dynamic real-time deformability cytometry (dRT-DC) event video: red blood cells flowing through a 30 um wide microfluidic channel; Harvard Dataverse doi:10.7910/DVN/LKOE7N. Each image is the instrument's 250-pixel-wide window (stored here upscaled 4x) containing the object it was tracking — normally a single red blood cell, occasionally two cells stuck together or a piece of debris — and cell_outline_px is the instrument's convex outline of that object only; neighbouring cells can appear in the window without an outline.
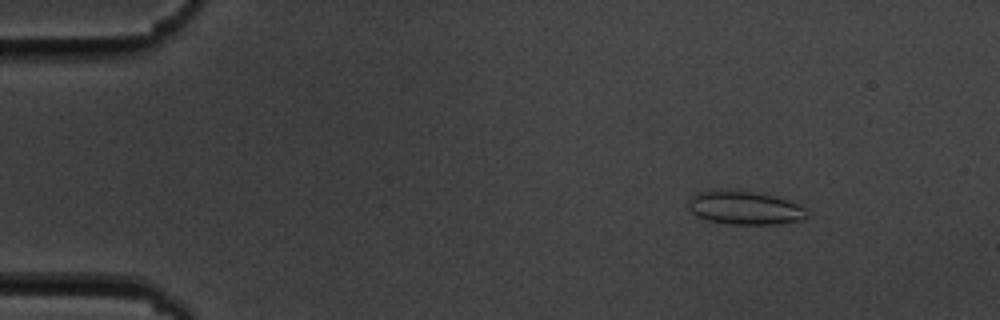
{"species": "common noctule bat (a hibernating species)", "species_latin": "Nyctalus noctula", "temperature_condition": "cold", "stored_images_in_passage": 57, "camera_frame_rate_fps": 3000, "um_per_image_px": 0.085, "animal": {"sex": "male", "body_mass_g": 19.5, "forearm_length_mm": 54.6}, "frame": {"image": 1, "passage_image": 8, "time_ms": 2.333, "image_size_px": [1000, 320], "cell_outline_px": [[808, 216], [804, 220], [776, 224], [732, 224], [708, 220], [692, 212], [688, 208], [688, 204], [692, 196], [696, 192], [708, 188], [752, 192], [776, 196], [788, 200], [804, 208], [808, 212]], "centroid_in_image_um": [63.29, 17.65], "position_along_channel_um": 21.7, "area_um2": 23.24}}
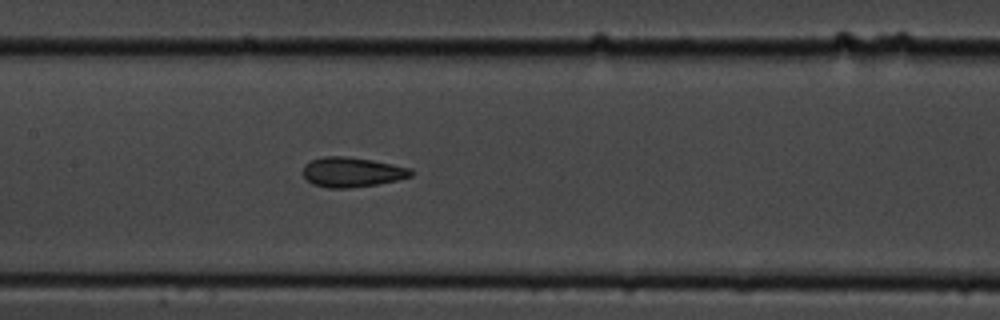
{"frame": {"image": 2, "passage_image": 28, "time_ms": 9.0, "image_size_px": [1000, 320], "cell_outline_px": [[416, 172], [412, 176], [396, 180], [376, 184], [348, 188], [328, 188], [312, 184], [304, 176], [304, 164], [312, 160], [324, 156], [348, 156], [372, 160], [412, 168]], "centroid_in_image_um": [29.95, 14.62], "position_along_channel_um": 177.5, "area_um2": 18.79}}
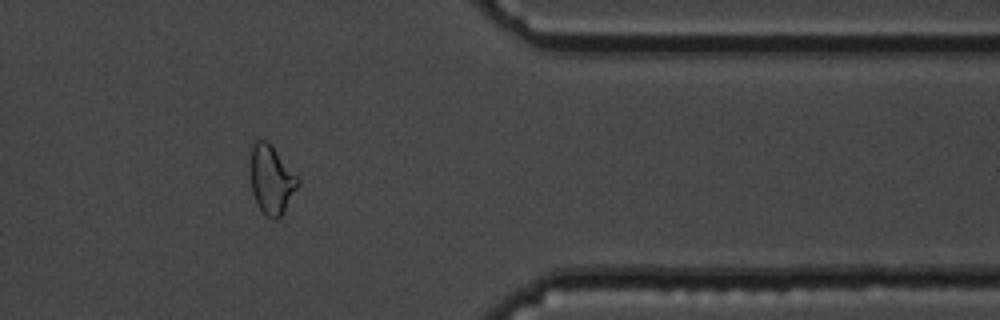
{"frame": {"image": 3, "passage_image": 47, "time_ms": 15.333, "image_size_px": [1000, 320], "cell_outline_px": [[300, 184], [284, 212], [276, 220], [272, 220], [264, 216], [256, 204], [252, 192], [248, 168], [248, 160], [252, 140], [268, 140], [300, 176]], "centroid_in_image_um": [23.05, 15.23], "position_along_channel_um": 388.4, "area_um2": 20.35}, "authors_computed_cell_mechanics": {"area_um2": 19.363, "velocity_mm_per_s": 3.583, "shape_relaxation_time_tau1_ms": 4.8743, "shape_relaxation_time_tau2_ms": 3.0114, "deformation_change_tau1": 0.0871, "deformation_change_tau2": 0.0782}}